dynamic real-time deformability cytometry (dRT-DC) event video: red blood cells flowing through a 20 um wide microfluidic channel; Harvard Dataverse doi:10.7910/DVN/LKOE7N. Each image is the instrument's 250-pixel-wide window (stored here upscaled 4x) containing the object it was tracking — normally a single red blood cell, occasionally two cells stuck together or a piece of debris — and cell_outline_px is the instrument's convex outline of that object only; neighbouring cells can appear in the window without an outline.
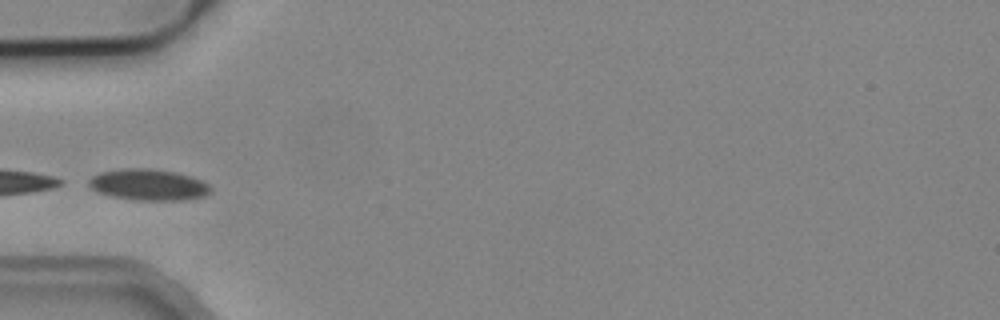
{"species": "common noctule bat (a hibernating species)", "species_latin": "Nyctalus noctula", "temperature_condition": "cold", "stored_images_in_passage": 4, "camera_frame_rate_fps": 3000, "um_per_image_px": 0.085, "animal": {"sex": "male", "body_mass_g": 19.2, "forearm_length_mm": 51.8}, "frame": {"image": 1, "passage_image": 3, "time_ms": 2.333, "image_size_px": [1000, 320], "cell_outline_px": [[212, 192], [204, 196], [184, 200], [136, 200], [112, 196], [100, 192], [92, 188], [88, 184], [88, 180], [92, 176], [100, 172], [120, 168], [152, 168], [176, 172], [192, 176], [204, 180], [212, 188]], "centroid_in_image_um": [12.67, 15.69], "position_along_channel_um": 72.3, "area_um2": 22.43}}